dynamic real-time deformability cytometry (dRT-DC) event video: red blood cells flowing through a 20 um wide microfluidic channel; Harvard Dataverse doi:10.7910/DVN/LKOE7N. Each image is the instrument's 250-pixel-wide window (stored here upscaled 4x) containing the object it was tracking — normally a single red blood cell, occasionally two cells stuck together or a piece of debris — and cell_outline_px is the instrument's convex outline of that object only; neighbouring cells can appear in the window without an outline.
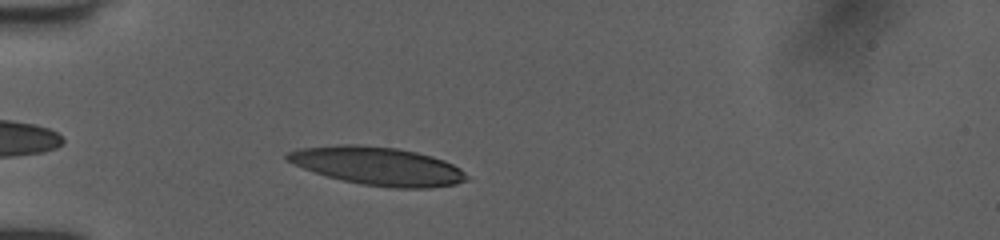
{"species": "human", "species_latin": "Homo sapiens", "temperature_condition": "room temperature", "stored_images_in_passage": 6, "camera_frame_rate_fps": 3000, "um_per_image_px": 0.085, "donor": {"sex": "female"}, "frame": {"image": 1, "passage_image": 3, "time_ms": 0.667, "image_size_px": [1000, 240], "cell_outline_px": [[472, 180], [456, 184], [428, 188], [396, 188], [360, 184], [328, 176], [304, 168], [288, 160], [284, 156], [284, 152], [300, 148], [336, 144], [356, 144], [396, 148], [416, 152], [432, 156], [444, 160], [460, 168]], "centroid_in_image_um": [32.14, 14.11], "position_along_channel_um": 52.9, "area_um2": 39.94}}
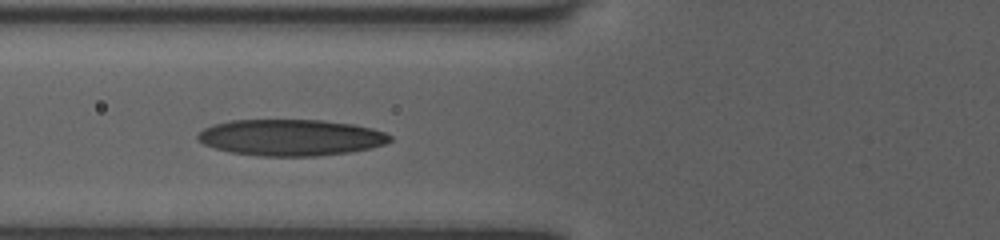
{"frame": {"image": 2, "passage_image": 5, "time_ms": 1.333, "image_size_px": [1000, 240], "cell_outline_px": [[392, 140], [384, 144], [372, 148], [348, 152], [316, 156], [260, 156], [232, 152], [216, 148], [204, 144], [196, 140], [196, 136], [204, 128], [212, 124], [228, 120], [324, 120], [352, 124], [372, 128], [384, 132], [392, 136]], "centroid_in_image_um": [24.71, 11.68], "position_along_channel_um": 101.1, "area_um2": 40.81}}